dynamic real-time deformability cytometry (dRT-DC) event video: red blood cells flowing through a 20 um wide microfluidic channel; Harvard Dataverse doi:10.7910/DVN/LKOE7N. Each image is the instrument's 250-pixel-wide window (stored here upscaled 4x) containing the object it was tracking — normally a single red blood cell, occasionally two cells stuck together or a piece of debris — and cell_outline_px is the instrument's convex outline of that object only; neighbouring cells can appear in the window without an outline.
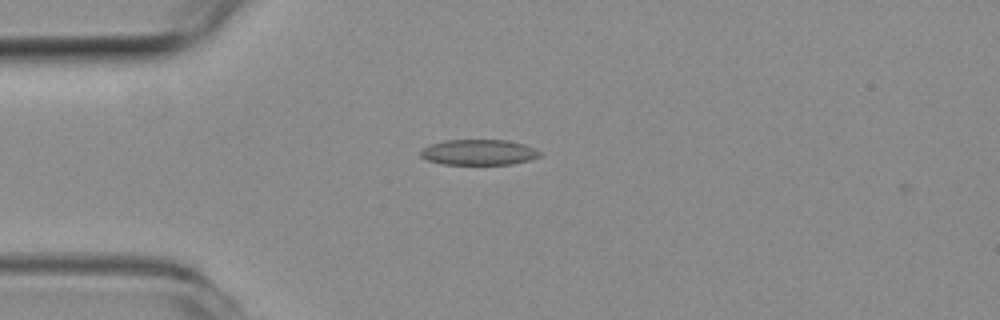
{"species": "common noctule bat (a hibernating species)", "species_latin": "Nyctalus noctula", "temperature_condition": "room temperature", "stored_images_in_passage": 3, "camera_frame_rate_fps": 3000, "um_per_image_px": 0.085, "animal": {"sex": "female", "body_mass_g": 19.3, "forearm_length_mm": 54.1}, "frame": {"image": 1, "passage_image": 1, "time_ms": 0.0, "image_size_px": [1000, 320], "cell_outline_px": [[540, 156], [528, 160], [512, 164], [444, 164], [428, 160], [420, 156], [420, 152], [424, 148], [432, 144], [444, 140], [508, 140], [524, 144], [540, 152]], "centroid_in_image_um": [40.69, 12.94], "position_along_channel_um": 44.3, "area_um2": 17.51}}